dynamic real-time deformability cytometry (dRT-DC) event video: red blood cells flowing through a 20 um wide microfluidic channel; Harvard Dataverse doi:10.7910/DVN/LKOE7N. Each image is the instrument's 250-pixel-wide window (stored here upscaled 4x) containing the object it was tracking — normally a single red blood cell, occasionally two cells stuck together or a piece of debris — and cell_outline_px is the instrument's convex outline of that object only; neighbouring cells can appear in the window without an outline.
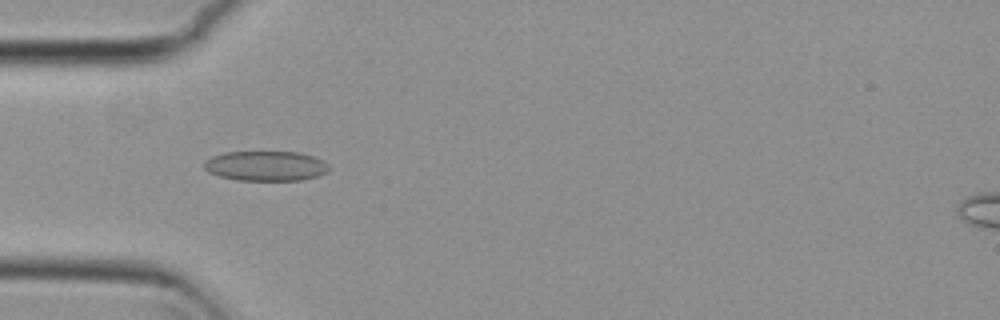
{"species": "common noctule bat (a hibernating species)", "species_latin": "Nyctalus noctula", "temperature_condition": "cold", "stored_images_in_passage": 5, "camera_frame_rate_fps": 3000, "um_per_image_px": 0.085, "animal": {"sex": "female", "body_mass_g": 29.2, "forearm_length_mm": 56.3}, "frame": {"image": 1, "passage_image": 4, "time_ms": 1.0, "image_size_px": [1000, 320], "cell_outline_px": [[332, 168], [328, 172], [304, 180], [236, 180], [220, 176], [208, 172], [204, 168], [204, 160], [212, 156], [224, 152], [300, 152], [324, 160]], "centroid_in_image_um": [22.61, 14.1], "position_along_channel_um": 62.4, "area_um2": 21.96}}
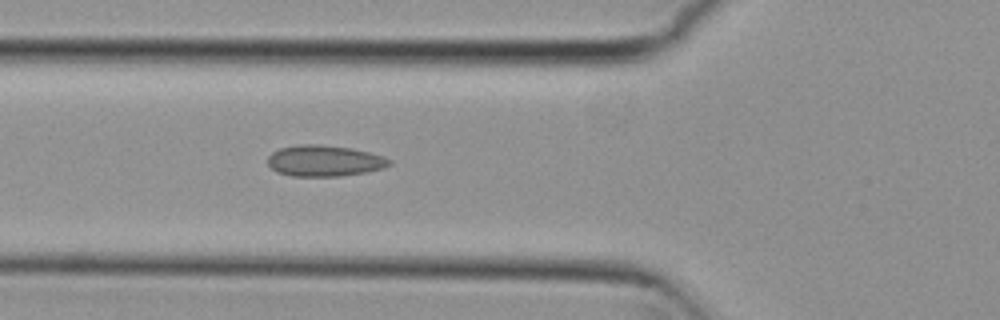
{"frame": {"image": 2, "passage_image": 5, "time_ms": 1.333, "image_size_px": [1000, 320], "cell_outline_px": [[392, 164], [384, 168], [364, 172], [340, 176], [292, 176], [276, 172], [268, 164], [268, 156], [272, 152], [280, 148], [300, 144], [320, 144], [352, 148], [368, 152], [392, 160]], "centroid_in_image_um": [27.56, 13.66], "position_along_channel_um": 98.2, "area_um2": 22.02}}